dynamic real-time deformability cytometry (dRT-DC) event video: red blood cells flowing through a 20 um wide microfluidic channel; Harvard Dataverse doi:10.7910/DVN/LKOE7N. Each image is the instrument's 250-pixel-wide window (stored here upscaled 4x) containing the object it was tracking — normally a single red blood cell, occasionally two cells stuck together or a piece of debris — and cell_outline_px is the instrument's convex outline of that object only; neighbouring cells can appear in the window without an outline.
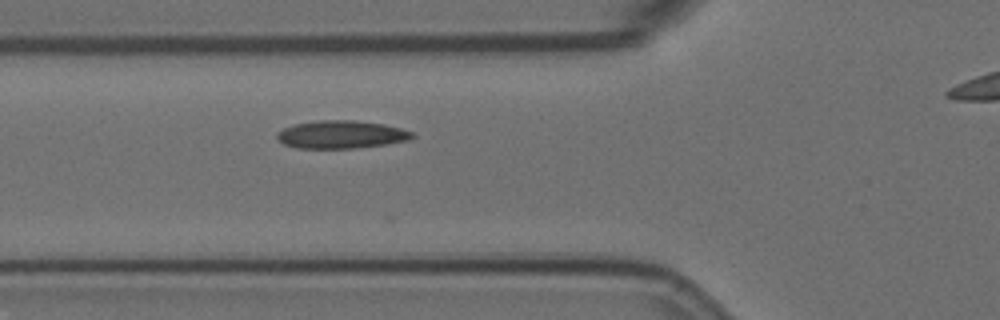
{"species": "Egyptian fruit bat (a non-hibernating species)", "species_latin": "Rousettus aegyptiacus", "temperature_condition": "room temperature", "stored_images_in_passage": 4, "segment_of_instrument_passage": [1, 2], "camera_frame_rate_fps": 3000, "um_per_image_px": 0.085, "animal": {"sex": "female"}, "frame": {"image": 1, "passage_image": 3, "time_ms": 0.667, "image_size_px": [1000, 320], "cell_outline_px": [[416, 136], [408, 140], [384, 144], [352, 148], [296, 148], [284, 144], [276, 136], [276, 132], [292, 124], [316, 120], [356, 120], [384, 124], [400, 128], [412, 132]], "centroid_in_image_um": [28.97, 11.42], "position_along_channel_um": 96.8, "area_um2": 21.96}}